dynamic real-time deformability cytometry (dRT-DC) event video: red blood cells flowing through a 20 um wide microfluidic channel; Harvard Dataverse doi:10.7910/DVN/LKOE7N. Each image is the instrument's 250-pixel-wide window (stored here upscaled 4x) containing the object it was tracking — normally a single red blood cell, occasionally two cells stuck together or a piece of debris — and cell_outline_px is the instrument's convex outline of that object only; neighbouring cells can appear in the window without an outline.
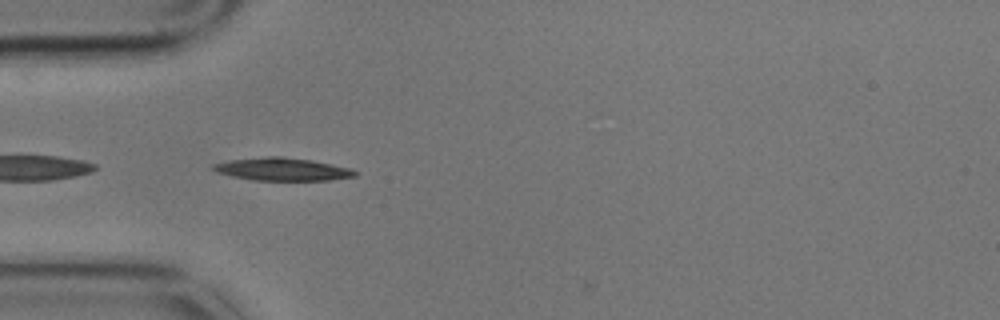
{"species": "common noctule bat (a hibernating species)", "species_latin": "Nyctalus noctula", "temperature_condition": "cold", "stored_images_in_passage": 7, "camera_frame_rate_fps": 3000, "um_per_image_px": 0.085, "animal": {"sex": "male", "body_mass_g": 17.9}, "frame": {"image": 1, "passage_image": 5, "time_ms": 1.333, "image_size_px": [1000, 320], "cell_outline_px": [[356, 176], [328, 180], [252, 180], [232, 176], [216, 172], [212, 168], [212, 164], [228, 160], [264, 156], [284, 156], [312, 160], [352, 168], [356, 172]], "centroid_in_image_um": [23.98, 14.37], "position_along_channel_um": 61.0, "area_um2": 18.96}}
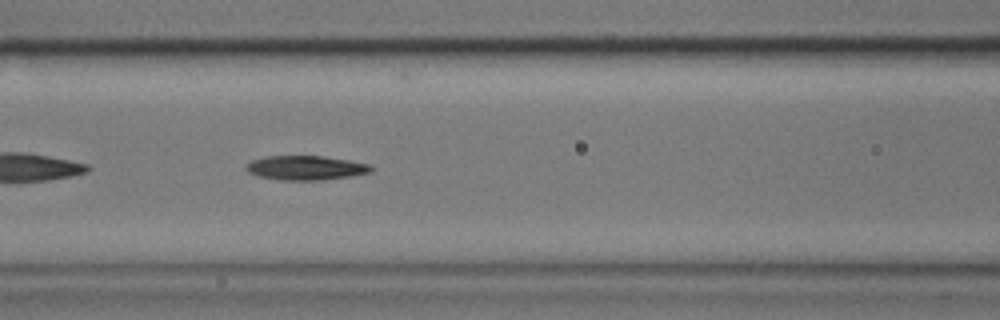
{"frame": {"image": 2, "passage_image": 7, "time_ms": 2.0, "image_size_px": [1000, 320], "cell_outline_px": [[372, 172], [324, 180], [280, 180], [260, 176], [248, 172], [244, 168], [244, 164], [252, 160], [264, 156], [324, 156], [372, 164]], "centroid_in_image_um": [25.97, 14.26], "position_along_channel_um": 140.6, "area_um2": 17.8}}